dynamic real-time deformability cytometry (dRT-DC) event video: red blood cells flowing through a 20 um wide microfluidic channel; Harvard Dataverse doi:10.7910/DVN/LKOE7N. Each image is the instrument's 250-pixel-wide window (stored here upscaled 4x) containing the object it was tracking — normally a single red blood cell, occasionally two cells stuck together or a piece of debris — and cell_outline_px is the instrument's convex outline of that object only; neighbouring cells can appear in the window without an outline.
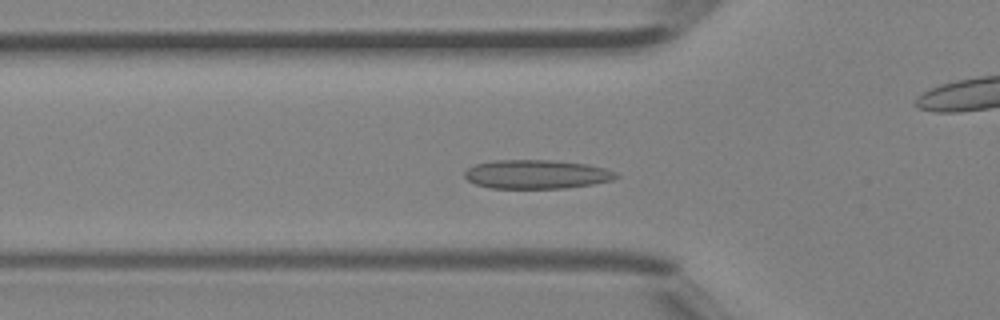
{"species": "Egyptian fruit bat (a non-hibernating species)", "species_latin": "Rousettus aegyptiacus", "temperature_condition": "room temperature", "stored_images_in_passage": 44, "camera_frame_rate_fps": 3000, "um_per_image_px": 0.085, "animal": {"sex": "female"}, "frame": {"image": 1, "passage_image": 13, "time_ms": 4.0, "image_size_px": [1000, 320], "cell_outline_px": [[620, 176], [612, 180], [592, 184], [564, 188], [488, 188], [476, 184], [468, 180], [464, 176], [464, 172], [468, 168], [476, 164], [492, 160], [556, 160], [588, 164], [604, 168], [616, 172]], "centroid_in_image_um": [45.61, 14.81], "position_along_channel_um": 80.2, "area_um2": 25.61}}
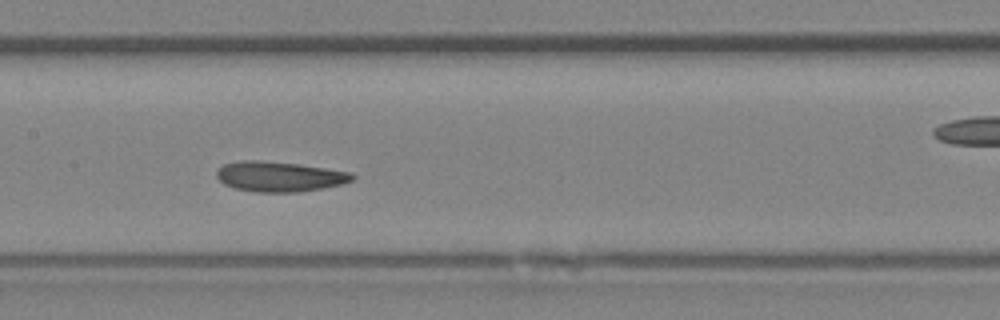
{"frame": {"image": 2, "passage_image": 20, "time_ms": 6.333, "image_size_px": [1000, 320], "cell_outline_px": [[356, 176], [352, 180], [344, 184], [296, 192], [256, 192], [236, 188], [224, 184], [216, 176], [216, 168], [224, 164], [244, 160], [260, 160], [296, 164], [352, 172]], "centroid_in_image_um": [23.74, 15.0], "position_along_channel_um": 183.7, "area_um2": 23.7}}
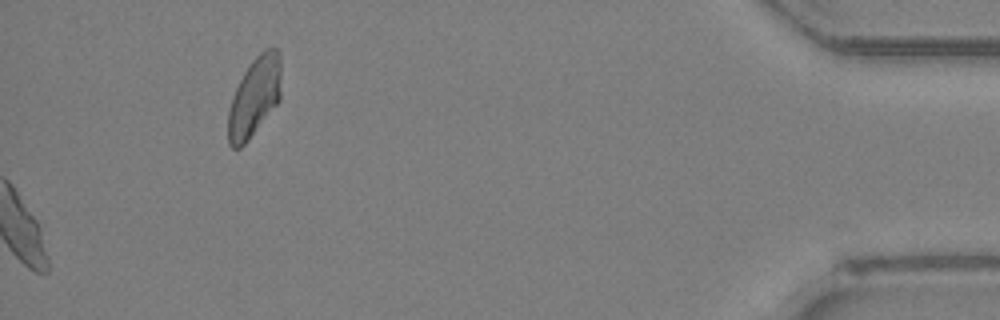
{"frame": {"image": 3, "passage_image": 44, "time_ms": 14.333, "image_size_px": [1000, 320], "cell_outline_px": [[280, 100], [248, 140], [240, 148], [232, 148], [228, 144], [228, 112], [232, 96], [248, 64], [264, 48], [276, 48], [280, 52]], "centroid_in_image_um": [21.62, 8.22], "position_along_channel_um": 413.6, "area_um2": 24.51}, "authors_computed_cell_mechanics": {"area_um2": 23.698, "velocity_mm_per_s": 4.4531, "shape_relaxation_time_tau1_ms": 8.5869, "shape_relaxation_time_tau2_ms": 5.0923, "deformation_change_tau1": 0.1585, "deformation_change_tau2": 0.1076}}